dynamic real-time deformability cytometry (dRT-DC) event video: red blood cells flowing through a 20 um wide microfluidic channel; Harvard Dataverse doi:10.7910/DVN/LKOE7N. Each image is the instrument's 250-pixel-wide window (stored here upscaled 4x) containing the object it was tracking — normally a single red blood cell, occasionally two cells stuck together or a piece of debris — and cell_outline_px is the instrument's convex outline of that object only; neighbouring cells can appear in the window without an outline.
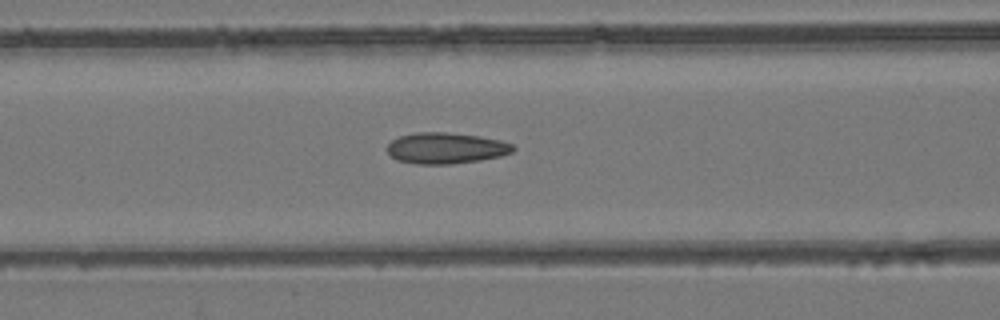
{"species": "common noctule bat (a hibernating species)", "species_latin": "Nyctalus noctula", "temperature_condition": "room temperature", "stored_images_in_passage": 29, "camera_frame_rate_fps": 3000, "um_per_image_px": 0.085, "animal": {"sex": "female", "body_mass_g": 24.6, "forearm_length_mm": 56.2}, "frame": {"image": 1, "passage_image": 13, "time_ms": 4.0, "image_size_px": [1000, 320], "cell_outline_px": [[516, 148], [512, 152], [500, 156], [480, 160], [448, 164], [416, 164], [396, 160], [388, 152], [388, 144], [392, 140], [400, 136], [416, 132], [444, 132], [480, 136], [500, 140], [512, 144]], "centroid_in_image_um": [37.9, 12.59], "position_along_channel_um": 128.7, "area_um2": 22.72}}
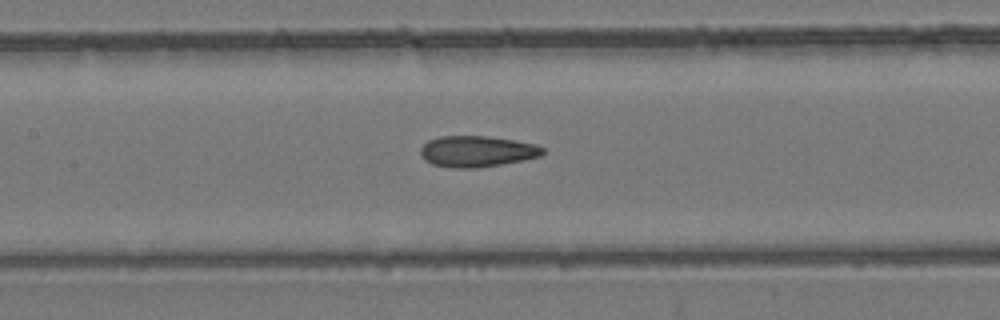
{"frame": {"image": 2, "passage_image": 16, "time_ms": 5.0, "image_size_px": [1000, 320], "cell_outline_px": [[544, 152], [540, 156], [500, 164], [476, 168], [452, 168], [432, 164], [420, 152], [420, 148], [428, 140], [440, 136], [488, 136], [516, 140], [536, 144], [544, 148]], "centroid_in_image_um": [40.55, 12.85], "position_along_channel_um": 166.8, "area_um2": 21.96}}